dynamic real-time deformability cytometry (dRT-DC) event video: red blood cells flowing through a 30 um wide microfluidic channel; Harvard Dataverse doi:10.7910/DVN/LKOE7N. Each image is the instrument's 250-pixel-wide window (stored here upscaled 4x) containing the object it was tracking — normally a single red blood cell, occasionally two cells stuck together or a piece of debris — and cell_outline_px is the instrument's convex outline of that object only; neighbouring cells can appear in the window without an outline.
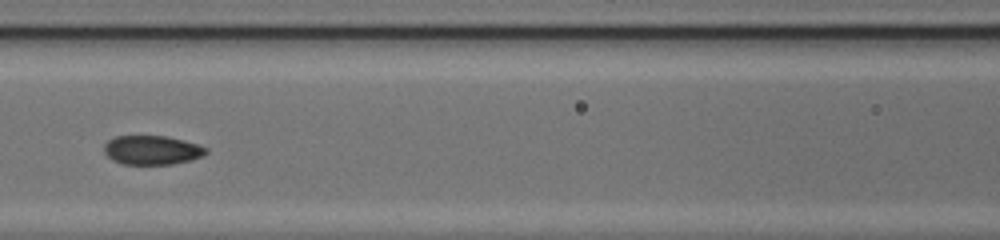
{"species": "common noctule bat (a hibernating species)", "species_latin": "Nyctalus noctula", "temperature_condition": "cold", "stored_images_in_passage": 27, "camera_frame_rate_fps": 3000, "um_per_image_px": 0.085, "animal": {"sex": "female", "body_mass_g": 17.0, "forearm_length_mm": 48.0}, "frame": {"image": 1, "passage_image": 12, "time_ms": 3.667, "image_size_px": [1000, 240], "cell_outline_px": [[208, 152], [204, 156], [192, 160], [172, 164], [124, 164], [112, 160], [104, 152], [104, 144], [108, 140], [116, 136], [168, 136], [200, 144], [208, 148]], "centroid_in_image_um": [12.97, 12.75], "position_along_channel_um": 153.6, "area_um2": 17.51}}